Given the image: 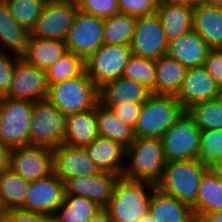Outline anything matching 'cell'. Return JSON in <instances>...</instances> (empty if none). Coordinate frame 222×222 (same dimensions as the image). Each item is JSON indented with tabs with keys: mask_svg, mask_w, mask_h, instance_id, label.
Listing matches in <instances>:
<instances>
[{
	"mask_svg": "<svg viewBox=\"0 0 222 222\" xmlns=\"http://www.w3.org/2000/svg\"><path fill=\"white\" fill-rule=\"evenodd\" d=\"M29 36V30L16 22L8 6L0 0V43L21 57L26 51ZM3 46H0V52H4Z\"/></svg>",
	"mask_w": 222,
	"mask_h": 222,
	"instance_id": "cell-29",
	"label": "cell"
},
{
	"mask_svg": "<svg viewBox=\"0 0 222 222\" xmlns=\"http://www.w3.org/2000/svg\"><path fill=\"white\" fill-rule=\"evenodd\" d=\"M33 101L0 97V142L10 148L29 145Z\"/></svg>",
	"mask_w": 222,
	"mask_h": 222,
	"instance_id": "cell-6",
	"label": "cell"
},
{
	"mask_svg": "<svg viewBox=\"0 0 222 222\" xmlns=\"http://www.w3.org/2000/svg\"><path fill=\"white\" fill-rule=\"evenodd\" d=\"M126 162L123 178L156 185L166 163L161 138L135 137L126 148Z\"/></svg>",
	"mask_w": 222,
	"mask_h": 222,
	"instance_id": "cell-1",
	"label": "cell"
},
{
	"mask_svg": "<svg viewBox=\"0 0 222 222\" xmlns=\"http://www.w3.org/2000/svg\"><path fill=\"white\" fill-rule=\"evenodd\" d=\"M209 168L199 159L166 162L156 187L193 208L201 178Z\"/></svg>",
	"mask_w": 222,
	"mask_h": 222,
	"instance_id": "cell-2",
	"label": "cell"
},
{
	"mask_svg": "<svg viewBox=\"0 0 222 222\" xmlns=\"http://www.w3.org/2000/svg\"><path fill=\"white\" fill-rule=\"evenodd\" d=\"M132 56L128 45L103 44L85 61V72L99 89L105 83L123 75L127 61Z\"/></svg>",
	"mask_w": 222,
	"mask_h": 222,
	"instance_id": "cell-9",
	"label": "cell"
},
{
	"mask_svg": "<svg viewBox=\"0 0 222 222\" xmlns=\"http://www.w3.org/2000/svg\"><path fill=\"white\" fill-rule=\"evenodd\" d=\"M97 127L99 137L116 141L126 148L135 139L133 128L100 103L97 104Z\"/></svg>",
	"mask_w": 222,
	"mask_h": 222,
	"instance_id": "cell-31",
	"label": "cell"
},
{
	"mask_svg": "<svg viewBox=\"0 0 222 222\" xmlns=\"http://www.w3.org/2000/svg\"><path fill=\"white\" fill-rule=\"evenodd\" d=\"M214 170L220 175L222 179V160L213 166Z\"/></svg>",
	"mask_w": 222,
	"mask_h": 222,
	"instance_id": "cell-50",
	"label": "cell"
},
{
	"mask_svg": "<svg viewBox=\"0 0 222 222\" xmlns=\"http://www.w3.org/2000/svg\"><path fill=\"white\" fill-rule=\"evenodd\" d=\"M156 185L120 177L105 207L112 222H139L148 212L149 200Z\"/></svg>",
	"mask_w": 222,
	"mask_h": 222,
	"instance_id": "cell-3",
	"label": "cell"
},
{
	"mask_svg": "<svg viewBox=\"0 0 222 222\" xmlns=\"http://www.w3.org/2000/svg\"><path fill=\"white\" fill-rule=\"evenodd\" d=\"M67 52L64 41L29 36L26 51L21 58L33 66L46 70Z\"/></svg>",
	"mask_w": 222,
	"mask_h": 222,
	"instance_id": "cell-27",
	"label": "cell"
},
{
	"mask_svg": "<svg viewBox=\"0 0 222 222\" xmlns=\"http://www.w3.org/2000/svg\"><path fill=\"white\" fill-rule=\"evenodd\" d=\"M119 12L134 17L151 16L157 13L158 0H117Z\"/></svg>",
	"mask_w": 222,
	"mask_h": 222,
	"instance_id": "cell-39",
	"label": "cell"
},
{
	"mask_svg": "<svg viewBox=\"0 0 222 222\" xmlns=\"http://www.w3.org/2000/svg\"><path fill=\"white\" fill-rule=\"evenodd\" d=\"M139 222H155V220L152 215L147 212L146 215Z\"/></svg>",
	"mask_w": 222,
	"mask_h": 222,
	"instance_id": "cell-51",
	"label": "cell"
},
{
	"mask_svg": "<svg viewBox=\"0 0 222 222\" xmlns=\"http://www.w3.org/2000/svg\"><path fill=\"white\" fill-rule=\"evenodd\" d=\"M143 103H125L119 105H103L108 108L123 123L134 129L142 110Z\"/></svg>",
	"mask_w": 222,
	"mask_h": 222,
	"instance_id": "cell-41",
	"label": "cell"
},
{
	"mask_svg": "<svg viewBox=\"0 0 222 222\" xmlns=\"http://www.w3.org/2000/svg\"><path fill=\"white\" fill-rule=\"evenodd\" d=\"M78 7L83 13L103 19L119 13L117 0H82Z\"/></svg>",
	"mask_w": 222,
	"mask_h": 222,
	"instance_id": "cell-40",
	"label": "cell"
},
{
	"mask_svg": "<svg viewBox=\"0 0 222 222\" xmlns=\"http://www.w3.org/2000/svg\"><path fill=\"white\" fill-rule=\"evenodd\" d=\"M186 112L201 131L222 129V96L196 103Z\"/></svg>",
	"mask_w": 222,
	"mask_h": 222,
	"instance_id": "cell-34",
	"label": "cell"
},
{
	"mask_svg": "<svg viewBox=\"0 0 222 222\" xmlns=\"http://www.w3.org/2000/svg\"><path fill=\"white\" fill-rule=\"evenodd\" d=\"M98 136L97 105L87 111L66 116L63 144L84 147Z\"/></svg>",
	"mask_w": 222,
	"mask_h": 222,
	"instance_id": "cell-25",
	"label": "cell"
},
{
	"mask_svg": "<svg viewBox=\"0 0 222 222\" xmlns=\"http://www.w3.org/2000/svg\"><path fill=\"white\" fill-rule=\"evenodd\" d=\"M120 177L106 172L91 176L73 177L65 182V195L85 197L100 207H106Z\"/></svg>",
	"mask_w": 222,
	"mask_h": 222,
	"instance_id": "cell-18",
	"label": "cell"
},
{
	"mask_svg": "<svg viewBox=\"0 0 222 222\" xmlns=\"http://www.w3.org/2000/svg\"><path fill=\"white\" fill-rule=\"evenodd\" d=\"M148 212L155 222H196L190 206L157 187L152 191Z\"/></svg>",
	"mask_w": 222,
	"mask_h": 222,
	"instance_id": "cell-23",
	"label": "cell"
},
{
	"mask_svg": "<svg viewBox=\"0 0 222 222\" xmlns=\"http://www.w3.org/2000/svg\"><path fill=\"white\" fill-rule=\"evenodd\" d=\"M167 46L168 41L157 14L137 17L130 43L132 55L157 60L166 55Z\"/></svg>",
	"mask_w": 222,
	"mask_h": 222,
	"instance_id": "cell-14",
	"label": "cell"
},
{
	"mask_svg": "<svg viewBox=\"0 0 222 222\" xmlns=\"http://www.w3.org/2000/svg\"><path fill=\"white\" fill-rule=\"evenodd\" d=\"M0 222H8V215L6 214V210L0 211Z\"/></svg>",
	"mask_w": 222,
	"mask_h": 222,
	"instance_id": "cell-52",
	"label": "cell"
},
{
	"mask_svg": "<svg viewBox=\"0 0 222 222\" xmlns=\"http://www.w3.org/2000/svg\"><path fill=\"white\" fill-rule=\"evenodd\" d=\"M84 148L101 172L122 177L125 168L124 162L126 161L125 146L111 139L98 136Z\"/></svg>",
	"mask_w": 222,
	"mask_h": 222,
	"instance_id": "cell-21",
	"label": "cell"
},
{
	"mask_svg": "<svg viewBox=\"0 0 222 222\" xmlns=\"http://www.w3.org/2000/svg\"><path fill=\"white\" fill-rule=\"evenodd\" d=\"M184 112L186 111L176 96L151 94L142 105L133 129L134 135L161 138Z\"/></svg>",
	"mask_w": 222,
	"mask_h": 222,
	"instance_id": "cell-5",
	"label": "cell"
},
{
	"mask_svg": "<svg viewBox=\"0 0 222 222\" xmlns=\"http://www.w3.org/2000/svg\"><path fill=\"white\" fill-rule=\"evenodd\" d=\"M89 222H112L108 210L105 207L100 209L94 214Z\"/></svg>",
	"mask_w": 222,
	"mask_h": 222,
	"instance_id": "cell-46",
	"label": "cell"
},
{
	"mask_svg": "<svg viewBox=\"0 0 222 222\" xmlns=\"http://www.w3.org/2000/svg\"><path fill=\"white\" fill-rule=\"evenodd\" d=\"M53 173L64 183L73 177L101 173L84 147L60 144L52 149Z\"/></svg>",
	"mask_w": 222,
	"mask_h": 222,
	"instance_id": "cell-16",
	"label": "cell"
},
{
	"mask_svg": "<svg viewBox=\"0 0 222 222\" xmlns=\"http://www.w3.org/2000/svg\"><path fill=\"white\" fill-rule=\"evenodd\" d=\"M201 130L184 112L162 135L166 162L198 159Z\"/></svg>",
	"mask_w": 222,
	"mask_h": 222,
	"instance_id": "cell-8",
	"label": "cell"
},
{
	"mask_svg": "<svg viewBox=\"0 0 222 222\" xmlns=\"http://www.w3.org/2000/svg\"><path fill=\"white\" fill-rule=\"evenodd\" d=\"M104 19L78 12L65 41L68 52L84 61L103 45Z\"/></svg>",
	"mask_w": 222,
	"mask_h": 222,
	"instance_id": "cell-11",
	"label": "cell"
},
{
	"mask_svg": "<svg viewBox=\"0 0 222 222\" xmlns=\"http://www.w3.org/2000/svg\"><path fill=\"white\" fill-rule=\"evenodd\" d=\"M211 48L193 29L168 42L167 55L189 68L203 66Z\"/></svg>",
	"mask_w": 222,
	"mask_h": 222,
	"instance_id": "cell-20",
	"label": "cell"
},
{
	"mask_svg": "<svg viewBox=\"0 0 222 222\" xmlns=\"http://www.w3.org/2000/svg\"><path fill=\"white\" fill-rule=\"evenodd\" d=\"M59 1H65V2H68V3H74V4H79L82 0H59Z\"/></svg>",
	"mask_w": 222,
	"mask_h": 222,
	"instance_id": "cell-53",
	"label": "cell"
},
{
	"mask_svg": "<svg viewBox=\"0 0 222 222\" xmlns=\"http://www.w3.org/2000/svg\"><path fill=\"white\" fill-rule=\"evenodd\" d=\"M79 7L77 4L48 0L34 26L30 37L66 41Z\"/></svg>",
	"mask_w": 222,
	"mask_h": 222,
	"instance_id": "cell-10",
	"label": "cell"
},
{
	"mask_svg": "<svg viewBox=\"0 0 222 222\" xmlns=\"http://www.w3.org/2000/svg\"><path fill=\"white\" fill-rule=\"evenodd\" d=\"M198 159L208 167L222 160V129L201 131Z\"/></svg>",
	"mask_w": 222,
	"mask_h": 222,
	"instance_id": "cell-38",
	"label": "cell"
},
{
	"mask_svg": "<svg viewBox=\"0 0 222 222\" xmlns=\"http://www.w3.org/2000/svg\"><path fill=\"white\" fill-rule=\"evenodd\" d=\"M100 209L92 200L77 196L64 195L63 202L53 214V222H89Z\"/></svg>",
	"mask_w": 222,
	"mask_h": 222,
	"instance_id": "cell-30",
	"label": "cell"
},
{
	"mask_svg": "<svg viewBox=\"0 0 222 222\" xmlns=\"http://www.w3.org/2000/svg\"><path fill=\"white\" fill-rule=\"evenodd\" d=\"M151 94V90L145 85L121 76L99 88V103L102 105L144 103Z\"/></svg>",
	"mask_w": 222,
	"mask_h": 222,
	"instance_id": "cell-19",
	"label": "cell"
},
{
	"mask_svg": "<svg viewBox=\"0 0 222 222\" xmlns=\"http://www.w3.org/2000/svg\"><path fill=\"white\" fill-rule=\"evenodd\" d=\"M199 222H222V211L208 213Z\"/></svg>",
	"mask_w": 222,
	"mask_h": 222,
	"instance_id": "cell-47",
	"label": "cell"
},
{
	"mask_svg": "<svg viewBox=\"0 0 222 222\" xmlns=\"http://www.w3.org/2000/svg\"><path fill=\"white\" fill-rule=\"evenodd\" d=\"M193 6L194 5L159 2L156 14L160 18L168 42L192 30Z\"/></svg>",
	"mask_w": 222,
	"mask_h": 222,
	"instance_id": "cell-24",
	"label": "cell"
},
{
	"mask_svg": "<svg viewBox=\"0 0 222 222\" xmlns=\"http://www.w3.org/2000/svg\"><path fill=\"white\" fill-rule=\"evenodd\" d=\"M192 29L211 49H222V7L195 4Z\"/></svg>",
	"mask_w": 222,
	"mask_h": 222,
	"instance_id": "cell-22",
	"label": "cell"
},
{
	"mask_svg": "<svg viewBox=\"0 0 222 222\" xmlns=\"http://www.w3.org/2000/svg\"><path fill=\"white\" fill-rule=\"evenodd\" d=\"M203 66L222 89V49H211Z\"/></svg>",
	"mask_w": 222,
	"mask_h": 222,
	"instance_id": "cell-43",
	"label": "cell"
},
{
	"mask_svg": "<svg viewBox=\"0 0 222 222\" xmlns=\"http://www.w3.org/2000/svg\"><path fill=\"white\" fill-rule=\"evenodd\" d=\"M27 181H36L53 173L52 148L27 145L12 148L10 168Z\"/></svg>",
	"mask_w": 222,
	"mask_h": 222,
	"instance_id": "cell-13",
	"label": "cell"
},
{
	"mask_svg": "<svg viewBox=\"0 0 222 222\" xmlns=\"http://www.w3.org/2000/svg\"><path fill=\"white\" fill-rule=\"evenodd\" d=\"M11 150L12 148L0 142V174L10 168Z\"/></svg>",
	"mask_w": 222,
	"mask_h": 222,
	"instance_id": "cell-45",
	"label": "cell"
},
{
	"mask_svg": "<svg viewBox=\"0 0 222 222\" xmlns=\"http://www.w3.org/2000/svg\"><path fill=\"white\" fill-rule=\"evenodd\" d=\"M159 2H169L178 4L195 5V0H158Z\"/></svg>",
	"mask_w": 222,
	"mask_h": 222,
	"instance_id": "cell-49",
	"label": "cell"
},
{
	"mask_svg": "<svg viewBox=\"0 0 222 222\" xmlns=\"http://www.w3.org/2000/svg\"><path fill=\"white\" fill-rule=\"evenodd\" d=\"M16 22L29 31L42 14L48 0H3Z\"/></svg>",
	"mask_w": 222,
	"mask_h": 222,
	"instance_id": "cell-37",
	"label": "cell"
},
{
	"mask_svg": "<svg viewBox=\"0 0 222 222\" xmlns=\"http://www.w3.org/2000/svg\"><path fill=\"white\" fill-rule=\"evenodd\" d=\"M66 116L47 99L33 102L29 145L55 148L63 144Z\"/></svg>",
	"mask_w": 222,
	"mask_h": 222,
	"instance_id": "cell-7",
	"label": "cell"
},
{
	"mask_svg": "<svg viewBox=\"0 0 222 222\" xmlns=\"http://www.w3.org/2000/svg\"><path fill=\"white\" fill-rule=\"evenodd\" d=\"M47 100L67 116L95 107L99 103V89L84 70L74 78L50 85Z\"/></svg>",
	"mask_w": 222,
	"mask_h": 222,
	"instance_id": "cell-4",
	"label": "cell"
},
{
	"mask_svg": "<svg viewBox=\"0 0 222 222\" xmlns=\"http://www.w3.org/2000/svg\"><path fill=\"white\" fill-rule=\"evenodd\" d=\"M84 70V60L72 52H67L45 70L48 86L74 78Z\"/></svg>",
	"mask_w": 222,
	"mask_h": 222,
	"instance_id": "cell-35",
	"label": "cell"
},
{
	"mask_svg": "<svg viewBox=\"0 0 222 222\" xmlns=\"http://www.w3.org/2000/svg\"><path fill=\"white\" fill-rule=\"evenodd\" d=\"M192 211L197 222L208 213L222 211V179L213 167H210L201 178L196 204Z\"/></svg>",
	"mask_w": 222,
	"mask_h": 222,
	"instance_id": "cell-26",
	"label": "cell"
},
{
	"mask_svg": "<svg viewBox=\"0 0 222 222\" xmlns=\"http://www.w3.org/2000/svg\"><path fill=\"white\" fill-rule=\"evenodd\" d=\"M5 52H0V97L4 96L10 89L13 69L20 58L17 54L12 57Z\"/></svg>",
	"mask_w": 222,
	"mask_h": 222,
	"instance_id": "cell-42",
	"label": "cell"
},
{
	"mask_svg": "<svg viewBox=\"0 0 222 222\" xmlns=\"http://www.w3.org/2000/svg\"><path fill=\"white\" fill-rule=\"evenodd\" d=\"M155 66V94L177 96L188 68L167 54L155 60Z\"/></svg>",
	"mask_w": 222,
	"mask_h": 222,
	"instance_id": "cell-28",
	"label": "cell"
},
{
	"mask_svg": "<svg viewBox=\"0 0 222 222\" xmlns=\"http://www.w3.org/2000/svg\"><path fill=\"white\" fill-rule=\"evenodd\" d=\"M8 222H53V217L43 214L26 212L20 209L6 210Z\"/></svg>",
	"mask_w": 222,
	"mask_h": 222,
	"instance_id": "cell-44",
	"label": "cell"
},
{
	"mask_svg": "<svg viewBox=\"0 0 222 222\" xmlns=\"http://www.w3.org/2000/svg\"><path fill=\"white\" fill-rule=\"evenodd\" d=\"M195 4H204L209 6L222 7V0H195Z\"/></svg>",
	"mask_w": 222,
	"mask_h": 222,
	"instance_id": "cell-48",
	"label": "cell"
},
{
	"mask_svg": "<svg viewBox=\"0 0 222 222\" xmlns=\"http://www.w3.org/2000/svg\"><path fill=\"white\" fill-rule=\"evenodd\" d=\"M137 17L116 13L104 19L103 44L130 46Z\"/></svg>",
	"mask_w": 222,
	"mask_h": 222,
	"instance_id": "cell-33",
	"label": "cell"
},
{
	"mask_svg": "<svg viewBox=\"0 0 222 222\" xmlns=\"http://www.w3.org/2000/svg\"><path fill=\"white\" fill-rule=\"evenodd\" d=\"M48 89L45 70L20 57L13 69L10 89L3 97L37 102L47 99Z\"/></svg>",
	"mask_w": 222,
	"mask_h": 222,
	"instance_id": "cell-12",
	"label": "cell"
},
{
	"mask_svg": "<svg viewBox=\"0 0 222 222\" xmlns=\"http://www.w3.org/2000/svg\"><path fill=\"white\" fill-rule=\"evenodd\" d=\"M65 183L54 173L48 177L31 181L24 205L20 210L53 216L63 202Z\"/></svg>",
	"mask_w": 222,
	"mask_h": 222,
	"instance_id": "cell-15",
	"label": "cell"
},
{
	"mask_svg": "<svg viewBox=\"0 0 222 222\" xmlns=\"http://www.w3.org/2000/svg\"><path fill=\"white\" fill-rule=\"evenodd\" d=\"M30 182L10 169L0 174V207L20 209L24 205Z\"/></svg>",
	"mask_w": 222,
	"mask_h": 222,
	"instance_id": "cell-32",
	"label": "cell"
},
{
	"mask_svg": "<svg viewBox=\"0 0 222 222\" xmlns=\"http://www.w3.org/2000/svg\"><path fill=\"white\" fill-rule=\"evenodd\" d=\"M222 89L204 66L187 69L176 98L186 111L196 103L218 98Z\"/></svg>",
	"mask_w": 222,
	"mask_h": 222,
	"instance_id": "cell-17",
	"label": "cell"
},
{
	"mask_svg": "<svg viewBox=\"0 0 222 222\" xmlns=\"http://www.w3.org/2000/svg\"><path fill=\"white\" fill-rule=\"evenodd\" d=\"M123 77L136 80L155 94L156 66L155 60L132 55L127 61Z\"/></svg>",
	"mask_w": 222,
	"mask_h": 222,
	"instance_id": "cell-36",
	"label": "cell"
}]
</instances>
